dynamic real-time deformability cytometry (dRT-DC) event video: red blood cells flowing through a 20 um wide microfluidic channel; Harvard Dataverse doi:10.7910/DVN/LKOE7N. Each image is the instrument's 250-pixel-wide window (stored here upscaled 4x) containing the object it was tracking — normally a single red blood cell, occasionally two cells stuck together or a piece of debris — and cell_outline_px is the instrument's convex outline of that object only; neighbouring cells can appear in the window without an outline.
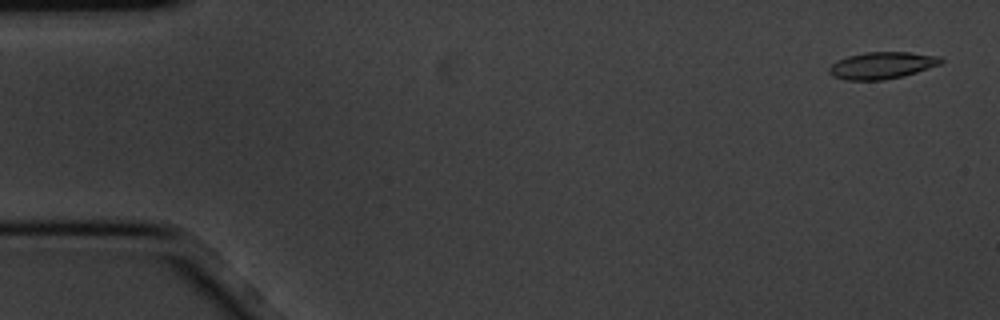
{"species": "common noctule bat (a hibernating species)", "species_latin": "Nyctalus noctula", "temperature_condition": "cold", "stored_images_in_passage": 5, "camera_frame_rate_fps": 3000, "um_per_image_px": 0.085, "animal": {"sex": "male", "body_mass_g": 20.1, "forearm_length_mm": 53.5}, "frame": {"image": 1, "passage_image": 1, "time_ms": 0.0, "image_size_px": [1000, 320], "cell_outline_px": [[944, 60], [940, 64], [904, 76], [884, 80], [844, 80], [832, 76], [828, 72], [828, 68], [836, 60], [848, 56], [864, 52], [912, 52], [940, 56]], "centroid_in_image_um": [74.94, 5.56], "position_along_channel_um": 10.1, "area_um2": 17.69}}